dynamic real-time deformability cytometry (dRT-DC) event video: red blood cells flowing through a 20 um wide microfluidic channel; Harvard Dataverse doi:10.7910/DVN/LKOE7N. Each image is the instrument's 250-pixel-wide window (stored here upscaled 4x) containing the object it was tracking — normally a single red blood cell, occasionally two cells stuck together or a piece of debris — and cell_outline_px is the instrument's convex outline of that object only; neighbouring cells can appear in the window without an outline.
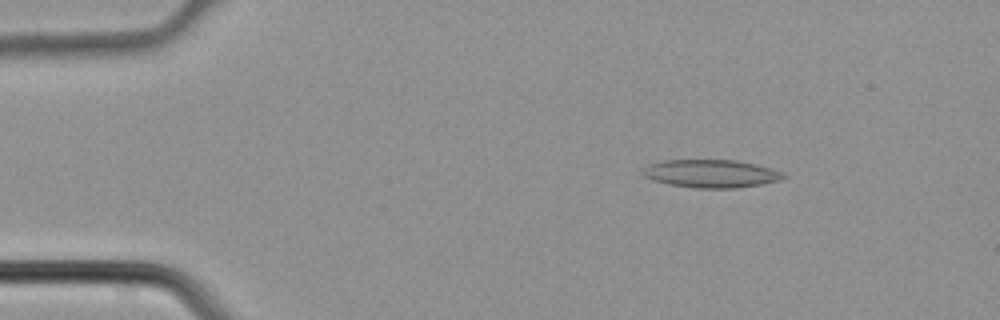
{"species": "common noctule bat (a hibernating species)", "species_latin": "Nyctalus noctula", "temperature_condition": "cold", "stored_images_in_passage": 4, "camera_frame_rate_fps": 3000, "um_per_image_px": 0.085, "animal": {"sex": "male", "body_mass_g": 21.5, "forearm_length_mm": 52.0}, "frame": {"image": 1, "passage_image": 2, "time_ms": 0.333, "image_size_px": [1000, 320], "cell_outline_px": [[788, 176], [780, 180], [760, 184], [736, 188], [696, 188], [668, 184], [652, 180], [644, 176], [640, 172], [648, 164], [664, 160], [736, 160], [756, 164], [784, 172]], "centroid_in_image_um": [60.43, 14.75], "position_along_channel_um": 24.6, "area_um2": 23.06}}